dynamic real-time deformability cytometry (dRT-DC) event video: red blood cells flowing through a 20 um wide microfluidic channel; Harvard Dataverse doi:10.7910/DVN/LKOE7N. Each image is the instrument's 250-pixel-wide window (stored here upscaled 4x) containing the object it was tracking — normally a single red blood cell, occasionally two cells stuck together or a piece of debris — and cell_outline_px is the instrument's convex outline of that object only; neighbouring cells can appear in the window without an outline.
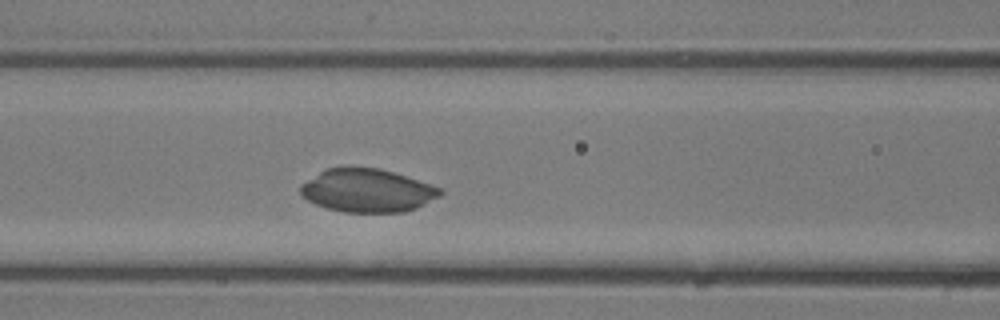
{"species": "common noctule bat (a hibernating species)", "species_latin": "Nyctalus noctula", "temperature_condition": "room temperature", "stored_images_in_passage": 24, "camera_frame_rate_fps": 3000, "um_per_image_px": 0.085, "animal": {"sex": "male", "body_mass_g": 13.3}, "frame": {"image": 1, "passage_image": 7, "time_ms": 2.0, "image_size_px": [1000, 320], "cell_outline_px": [[444, 192], [440, 196], [416, 208], [404, 212], [344, 212], [328, 208], [316, 204], [300, 196], [300, 188], [308, 180], [324, 168], [380, 168], [444, 188]], "centroid_in_image_um": [31.26, 16.2], "position_along_channel_um": 135.3, "area_um2": 34.97}}
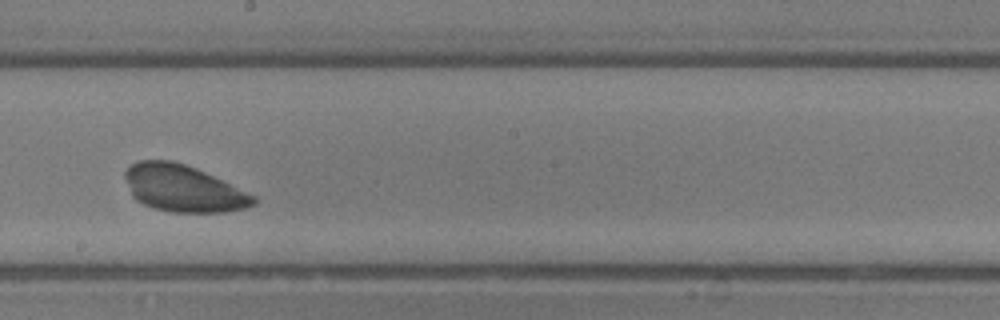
{"frame": {"image": 2, "passage_image": 12, "time_ms": 3.667, "image_size_px": [1000, 320], "cell_outline_px": [[256, 204], [244, 208], [224, 212], [168, 212], [152, 208], [136, 200], [132, 196], [124, 176], [124, 172], [132, 164], [140, 160], [172, 160], [196, 168], [256, 196]], "centroid_in_image_um": [15.55, 16.02], "position_along_channel_um": 232.6, "area_um2": 34.91}}
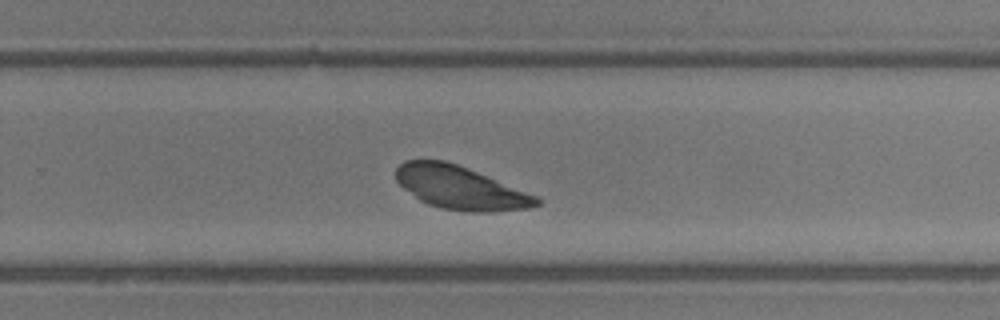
{"frame": {"image": 3, "passage_image": 15, "time_ms": 4.667, "image_size_px": [1000, 320], "cell_outline_px": [[544, 200], [540, 204], [532, 208], [488, 212], [468, 212], [440, 208], [428, 204], [420, 200], [404, 188], [396, 180], [396, 168], [404, 160], [444, 160], [456, 164], [536, 196]], "centroid_in_image_um": [39.12, 15.97], "position_along_channel_um": 290.7, "area_um2": 34.97}}